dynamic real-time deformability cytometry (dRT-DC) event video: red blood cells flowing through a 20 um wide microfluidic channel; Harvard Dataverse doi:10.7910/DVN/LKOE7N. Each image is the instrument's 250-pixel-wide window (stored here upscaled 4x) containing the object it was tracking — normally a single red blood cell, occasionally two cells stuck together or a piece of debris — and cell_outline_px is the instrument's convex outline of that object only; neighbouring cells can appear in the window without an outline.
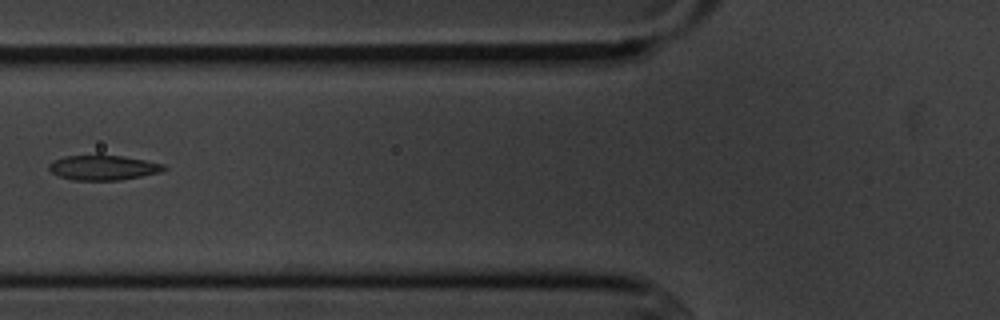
{"species": "common noctule bat (a hibernating species)", "species_latin": "Nyctalus noctula", "temperature_condition": "cold", "stored_images_in_passage": 5, "camera_frame_rate_fps": 3000, "um_per_image_px": 0.085, "animal": {"sex": "male", "body_mass_g": 20.1, "forearm_length_mm": 53.5}, "frame": {"image": 1, "passage_image": 3, "time_ms": 3.333, "image_size_px": [1000, 320], "cell_outline_px": [[168, 168], [160, 172], [120, 180], [72, 180], [60, 176], [52, 172], [48, 168], [48, 164], [52, 160], [64, 156], [96, 152], [124, 156], [164, 164]], "centroid_in_image_um": [8.72, 14.2], "position_along_channel_um": 117.1, "area_um2": 17.34}}
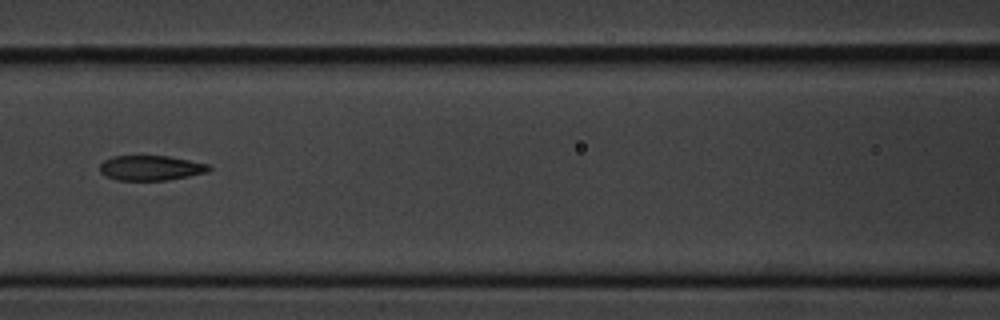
{"frame": {"image": 2, "passage_image": 4, "time_ms": 4.333, "image_size_px": [1000, 320], "cell_outline_px": [[212, 168], [208, 172], [168, 180], [116, 180], [100, 172], [100, 164], [104, 160], [112, 156], [168, 156], [208, 164]], "centroid_in_image_um": [12.82, 14.27], "position_along_channel_um": 153.8, "area_um2": 15.78}}
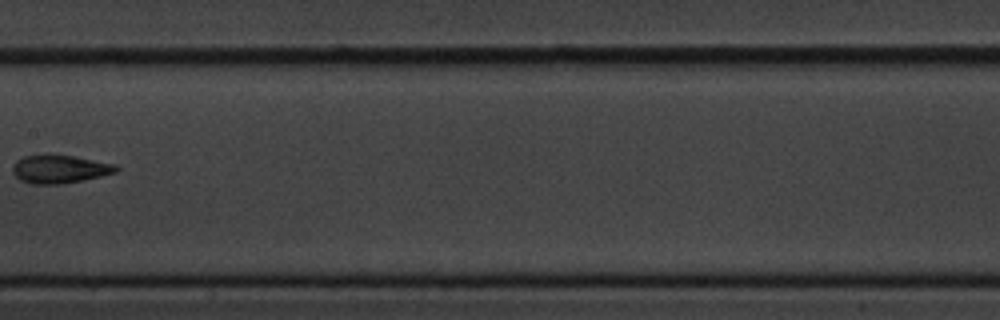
{"frame": {"image": 3, "passage_image": 5, "time_ms": 5.667, "image_size_px": [1000, 320], "cell_outline_px": [[120, 168], [116, 172], [100, 176], [60, 184], [32, 184], [20, 180], [12, 172], [12, 164], [16, 160], [24, 156], [44, 152], [48, 152], [72, 156], [116, 164]], "centroid_in_image_um": [5.01, 14.33], "position_along_channel_um": 202.4, "area_um2": 17.4}}